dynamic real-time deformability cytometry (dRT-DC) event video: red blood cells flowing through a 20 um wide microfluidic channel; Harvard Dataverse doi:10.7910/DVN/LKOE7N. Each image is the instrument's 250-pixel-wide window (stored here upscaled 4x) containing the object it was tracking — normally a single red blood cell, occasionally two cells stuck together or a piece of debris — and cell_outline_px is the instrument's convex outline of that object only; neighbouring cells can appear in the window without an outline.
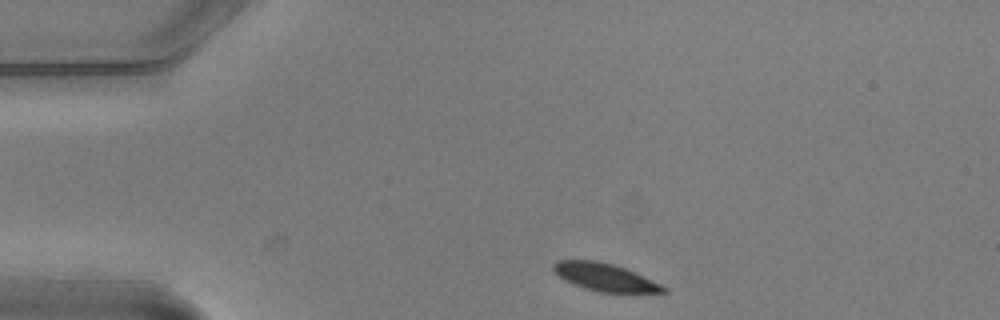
{"species": "common noctule bat (a hibernating species)", "species_latin": "Nyctalus noctula", "temperature_condition": "warm", "stored_images_in_passage": 6, "segment_of_instrument_passage": [2, 2], "camera_frame_rate_fps": 3000, "um_per_image_px": 0.085, "animal": {"sex": "male", "body_mass_g": 20.5, "forearm_length_mm": 52.5}, "frame": {"image": 1, "passage_image": 6, "time_ms": 1.667, "image_size_px": [1000, 320], "cell_outline_px": [[668, 292], [600, 292], [584, 288], [564, 280], [552, 272], [552, 264], [556, 260], [596, 260], [612, 264], [624, 268], [660, 284], [668, 288]], "centroid_in_image_um": [51.34, 23.55], "position_along_channel_um": 33.7, "area_um2": 17.57}}